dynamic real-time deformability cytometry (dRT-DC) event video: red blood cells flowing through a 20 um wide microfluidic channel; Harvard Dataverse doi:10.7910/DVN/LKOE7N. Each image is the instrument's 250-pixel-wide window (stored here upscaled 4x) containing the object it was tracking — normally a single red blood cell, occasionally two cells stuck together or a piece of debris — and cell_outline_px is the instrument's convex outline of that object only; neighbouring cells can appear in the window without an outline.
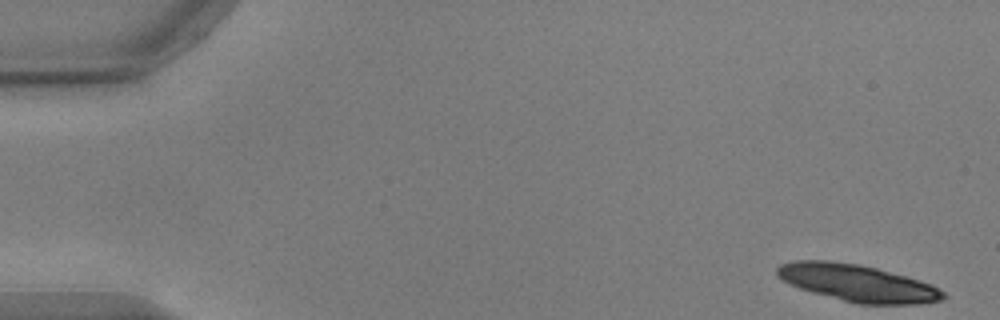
{"species": "common noctule bat (a hibernating species)", "species_latin": "Nyctalus noctula", "temperature_condition": "warm", "stored_images_in_passage": 16, "camera_frame_rate_fps": 3000, "um_per_image_px": 0.085, "animal": {"sex": "male", "body_mass_g": 17.9, "forearm_length_mm": 54.2}, "frame": {"image": 1, "passage_image": 1, "time_ms": 0.0, "image_size_px": [1000, 320], "cell_outline_px": [[948, 296], [944, 300], [920, 304], [856, 304], [812, 292], [788, 284], [776, 276], [776, 268], [780, 264], [792, 260], [828, 260], [860, 264], [876, 268], [920, 280], [932, 284], [940, 288]], "centroid_in_image_um": [72.89, 24.05], "position_along_channel_um": 12.1, "area_um2": 36.18}}